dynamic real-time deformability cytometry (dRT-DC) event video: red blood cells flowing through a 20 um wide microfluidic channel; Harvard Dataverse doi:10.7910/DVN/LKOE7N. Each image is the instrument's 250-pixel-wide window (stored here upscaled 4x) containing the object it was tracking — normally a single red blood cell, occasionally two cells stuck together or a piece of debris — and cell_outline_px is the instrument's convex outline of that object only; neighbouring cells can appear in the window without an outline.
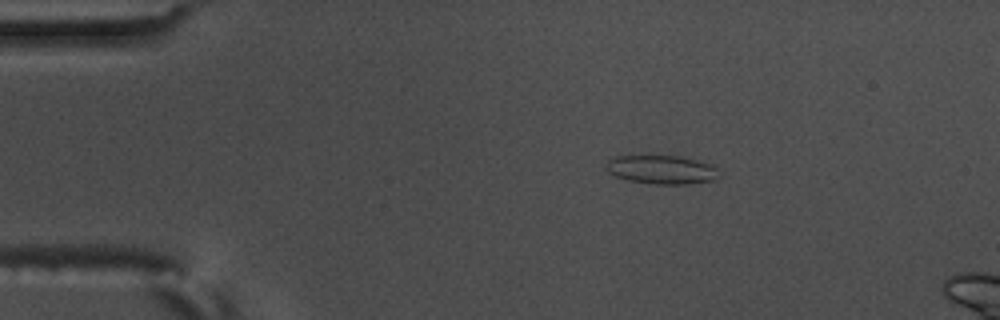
{"species": "common noctule bat (a hibernating species)", "species_latin": "Nyctalus noctula", "temperature_condition": "warm", "stored_images_in_passage": 7, "camera_frame_rate_fps": 3000, "um_per_image_px": 0.085, "animal": {"sex": "male", "body_mass_g": 17.5, "forearm_length_mm": 52.3}, "frame": {"image": 1, "passage_image": 1, "time_ms": 0.0, "image_size_px": [1000, 320], "cell_outline_px": [[720, 176], [712, 180], [688, 184], [656, 184], [628, 180], [616, 176], [608, 172], [604, 168], [608, 160], [616, 156], [680, 156], [700, 160], [712, 164], [716, 168]], "centroid_in_image_um": [56.25, 14.41], "position_along_channel_um": 28.8, "area_um2": 18.96}}